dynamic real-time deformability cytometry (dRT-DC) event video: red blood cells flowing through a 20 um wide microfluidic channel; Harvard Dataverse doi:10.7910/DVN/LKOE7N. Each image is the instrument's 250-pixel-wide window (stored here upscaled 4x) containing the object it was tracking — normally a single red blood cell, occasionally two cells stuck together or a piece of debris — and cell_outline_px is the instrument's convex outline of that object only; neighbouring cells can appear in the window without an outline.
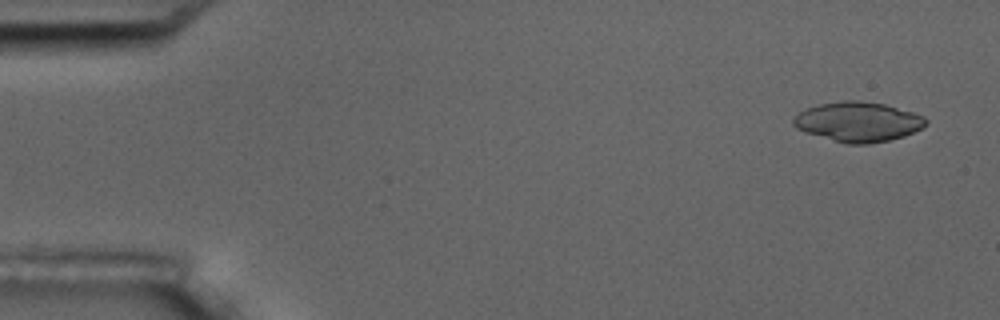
{"species": "common noctule bat (a hibernating species)", "species_latin": "Nyctalus noctula", "temperature_condition": "room temperature", "stored_images_in_passage": 4, "camera_frame_rate_fps": 3000, "um_per_image_px": 0.085, "animal": {"sex": "male", "body_mass_g": 17.5, "forearm_length_mm": 52.3}, "frame": {"image": 1, "passage_image": 1, "time_ms": 0.0, "image_size_px": [1000, 320], "cell_outline_px": [[928, 120], [920, 128], [904, 136], [888, 140], [868, 144], [844, 144], [804, 132], [796, 128], [792, 124], [792, 120], [800, 112], [808, 108], [820, 104], [844, 100], [860, 100], [884, 104], [912, 112], [924, 116]], "centroid_in_image_um": [72.9, 10.36], "position_along_channel_um": 12.1, "area_um2": 30.58}}